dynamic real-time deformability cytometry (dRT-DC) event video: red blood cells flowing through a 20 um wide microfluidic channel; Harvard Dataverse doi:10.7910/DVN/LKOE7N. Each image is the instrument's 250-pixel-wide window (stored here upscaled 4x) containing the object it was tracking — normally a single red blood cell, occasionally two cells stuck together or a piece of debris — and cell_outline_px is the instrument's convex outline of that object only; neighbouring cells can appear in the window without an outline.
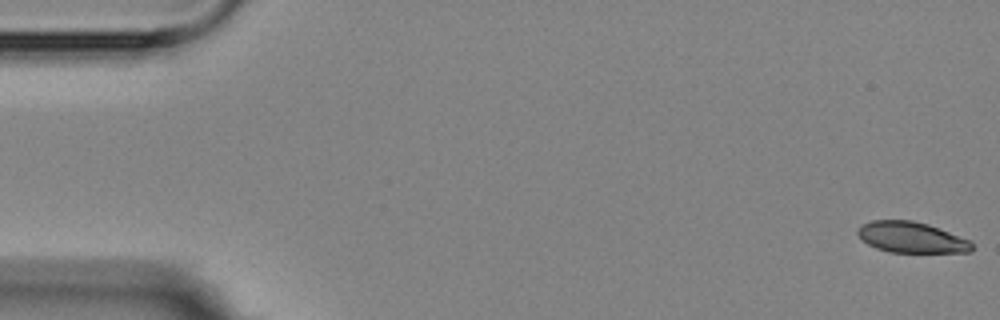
{"species": "Egyptian fruit bat (a non-hibernating species)", "species_latin": "Rousettus aegyptiacus", "temperature_condition": "room temperature", "stored_images_in_passage": 5, "camera_frame_rate_fps": 3000, "um_per_image_px": 0.085, "animal": {"sex": "female"}, "frame": {"image": 1, "passage_image": 1, "time_ms": 0.0, "image_size_px": [1000, 320], "cell_outline_px": [[972, 252], [888, 252], [876, 248], [860, 240], [856, 232], [864, 224], [872, 220], [912, 220], [928, 224], [972, 240]], "centroid_in_image_um": [77.48, 20.18], "position_along_channel_um": 7.5, "area_um2": 20.63}}
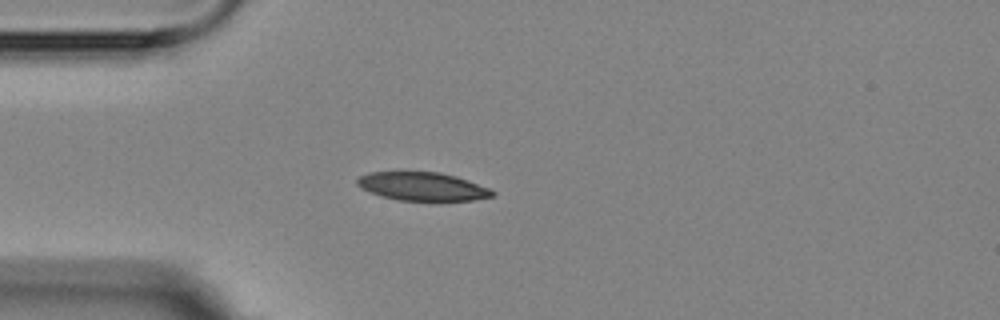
{"frame": {"image": 2, "passage_image": 5, "time_ms": 4.667, "image_size_px": [1000, 320], "cell_outline_px": [[496, 192], [492, 196], [472, 200], [400, 200], [384, 196], [360, 188], [356, 184], [356, 180], [360, 176], [368, 172], [400, 168], [440, 172], [456, 176], [468, 180], [488, 188]], "centroid_in_image_um": [35.82, 15.77], "position_along_channel_um": 49.2, "area_um2": 23.06}}